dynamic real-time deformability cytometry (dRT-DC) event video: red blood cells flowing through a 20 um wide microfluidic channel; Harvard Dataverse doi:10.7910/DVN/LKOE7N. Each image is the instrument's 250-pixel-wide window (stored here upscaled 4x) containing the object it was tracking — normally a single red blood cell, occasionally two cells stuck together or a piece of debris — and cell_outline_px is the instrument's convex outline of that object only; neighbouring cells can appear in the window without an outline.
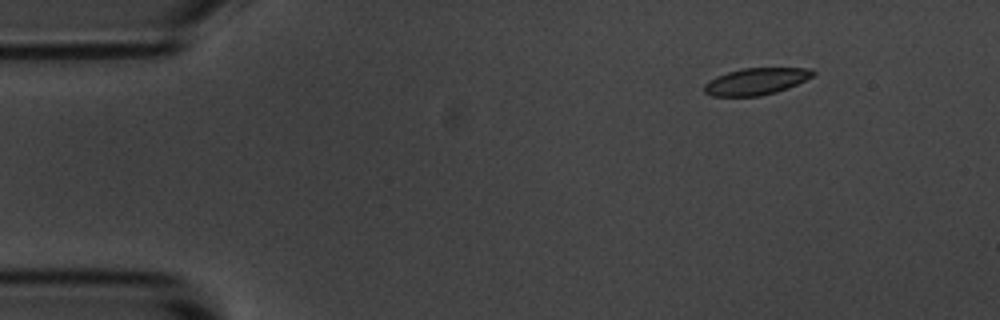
{"species": "common noctule bat (a hibernating species)", "species_latin": "Nyctalus noctula", "temperature_condition": "room temperature", "stored_images_in_passage": 4, "camera_frame_rate_fps": 3000, "um_per_image_px": 0.085, "animal": {"sex": "male", "body_mass_g": 20.1, "forearm_length_mm": 53.5}, "frame": {"image": 1, "passage_image": 2, "time_ms": 1.333, "image_size_px": [1000, 320], "cell_outline_px": [[816, 72], [812, 76], [788, 88], [776, 92], [760, 96], [712, 96], [704, 92], [704, 84], [716, 76], [728, 72], [744, 68], [812, 68]], "centroid_in_image_um": [64.26, 6.92], "position_along_channel_um": 20.7, "area_um2": 16.88}}
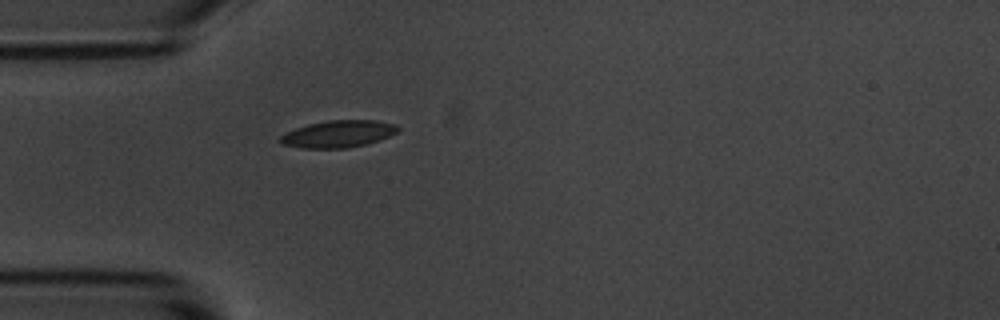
{"frame": {"image": 2, "passage_image": 4, "time_ms": 4.333, "image_size_px": [1000, 320], "cell_outline_px": [[400, 128], [396, 132], [380, 140], [364, 144], [344, 148], [304, 148], [284, 144], [276, 140], [280, 136], [296, 128], [308, 124], [328, 120], [376, 120], [396, 124]], "centroid_in_image_um": [28.75, 11.37], "position_along_channel_um": 56.2, "area_um2": 18.38}}